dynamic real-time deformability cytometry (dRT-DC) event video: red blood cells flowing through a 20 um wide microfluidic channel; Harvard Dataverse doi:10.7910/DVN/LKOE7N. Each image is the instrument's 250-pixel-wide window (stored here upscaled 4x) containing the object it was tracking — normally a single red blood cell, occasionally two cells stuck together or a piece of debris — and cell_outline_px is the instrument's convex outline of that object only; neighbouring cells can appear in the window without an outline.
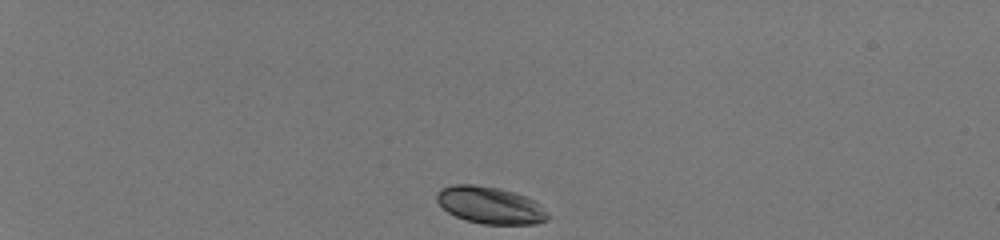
{"species": "human", "species_latin": "Homo sapiens", "temperature_condition": "room temperature", "stored_images_in_passage": 37, "camera_frame_rate_fps": 3000, "um_per_image_px": 0.085, "donor": {"sex": "male"}, "frame": {"image": 1, "passage_image": 1, "time_ms": 0.0, "image_size_px": [1000, 240], "cell_outline_px": [[548, 220], [536, 224], [484, 224], [468, 220], [456, 216], [448, 212], [436, 200], [436, 192], [440, 188], [452, 184], [476, 184], [500, 188], [516, 192], [540, 204], [548, 212]], "centroid_in_image_um": [41.66, 17.43], "position_along_channel_um": 43.3, "area_um2": 24.1}}
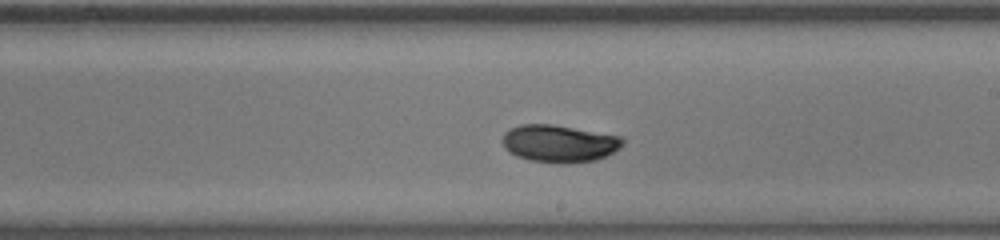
{"frame": {"image": 2, "passage_image": 22, "time_ms": 7.0, "image_size_px": [1000, 240], "cell_outline_px": [[624, 144], [620, 148], [596, 160], [564, 164], [560, 164], [532, 160], [516, 156], [508, 152], [504, 148], [504, 132], [508, 128], [520, 124], [552, 124], [624, 136]], "centroid_in_image_um": [47.55, 12.19], "position_along_channel_um": 241.5, "area_um2": 26.41}}
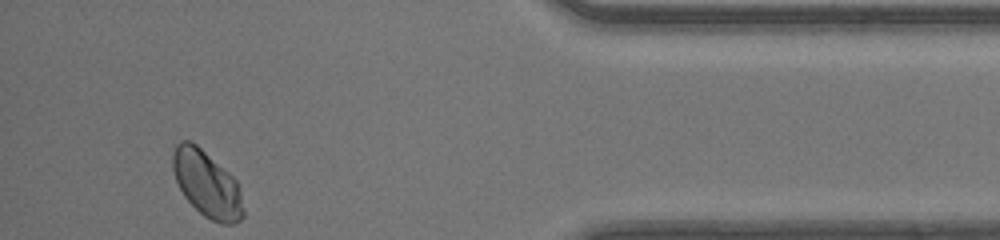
{"frame": {"image": 3, "passage_image": 37, "time_ms": 12.0, "image_size_px": [1000, 240], "cell_outline_px": [[244, 216], [240, 220], [232, 224], [220, 224], [204, 216], [184, 196], [176, 180], [172, 168], [172, 152], [176, 144], [184, 140], [188, 140], [196, 144], [228, 172], [236, 180], [240, 192], [244, 212]], "centroid_in_image_um": [17.58, 15.64], "position_along_channel_um": 417.6, "area_um2": 26.99}, "authors_computed_cell_mechanics": {"area_um2": 25.432, "velocity_mm_per_s": 4.1379, "shape_relaxation_time_tau1_ms": 2.8058, "shape_relaxation_time_tau2_ms": null, "deformation_change_tau1": 0.1139, "deformation_change_tau2": null}}